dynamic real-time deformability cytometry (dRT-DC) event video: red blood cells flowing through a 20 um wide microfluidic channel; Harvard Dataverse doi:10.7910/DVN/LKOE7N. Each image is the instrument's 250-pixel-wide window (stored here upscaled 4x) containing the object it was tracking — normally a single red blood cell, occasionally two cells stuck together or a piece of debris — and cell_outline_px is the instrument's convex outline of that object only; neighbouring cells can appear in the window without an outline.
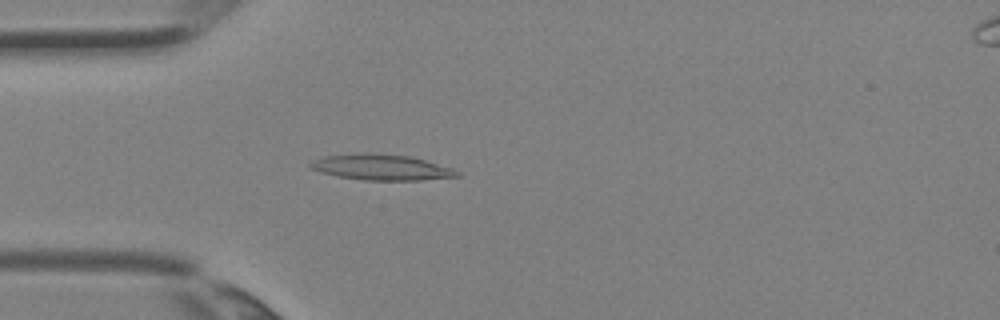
{"species": "Egyptian fruit bat (a non-hibernating species)", "species_latin": "Rousettus aegyptiacus", "temperature_condition": "room temperature", "stored_images_in_passage": 3, "camera_frame_rate_fps": 3000, "um_per_image_px": 0.085, "animal": {"sex": "female"}, "frame": {"image": 1, "passage_image": 3, "time_ms": 0.667, "image_size_px": [1000, 320], "cell_outline_px": [[460, 176], [420, 180], [364, 180], [336, 176], [320, 172], [308, 168], [308, 164], [324, 156], [364, 152], [376, 152], [408, 156], [424, 160], [452, 168], [460, 172]], "centroid_in_image_um": [32.38, 14.21], "position_along_channel_um": 52.6, "area_um2": 22.08}}